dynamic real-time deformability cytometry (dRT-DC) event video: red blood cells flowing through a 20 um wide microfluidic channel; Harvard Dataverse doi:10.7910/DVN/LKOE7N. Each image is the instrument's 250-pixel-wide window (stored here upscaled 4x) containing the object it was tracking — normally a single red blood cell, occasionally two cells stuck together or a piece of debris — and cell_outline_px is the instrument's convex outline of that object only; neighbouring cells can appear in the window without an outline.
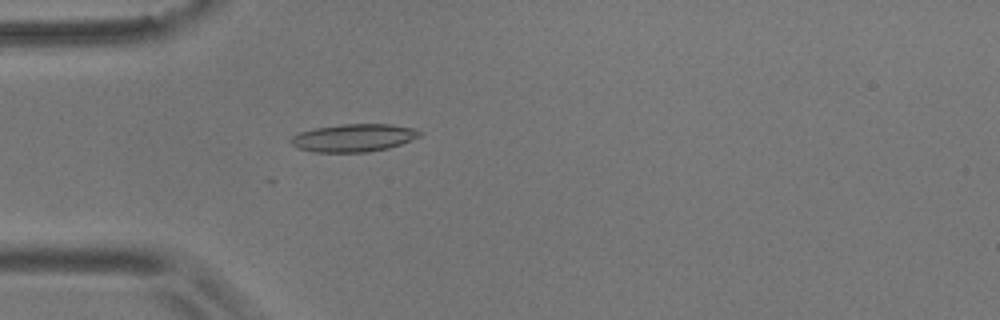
{"species": "common noctule bat (a hibernating species)", "species_latin": "Nyctalus noctula", "temperature_condition": "room temperature", "stored_images_in_passage": 55, "camera_frame_rate_fps": 3000, "um_per_image_px": 0.085, "animal": {"sex": "male", "body_mass_g": 17.9}, "frame": {"image": 1, "passage_image": 16, "time_ms": 5.0, "image_size_px": [1000, 320], "cell_outline_px": [[424, 132], [420, 136], [412, 140], [388, 148], [368, 152], [312, 152], [300, 148], [292, 144], [288, 140], [292, 136], [300, 132], [316, 128], [344, 124], [392, 124], [412, 128]], "centroid_in_image_um": [30.08, 11.71], "position_along_channel_um": 54.9, "area_um2": 20.81}}
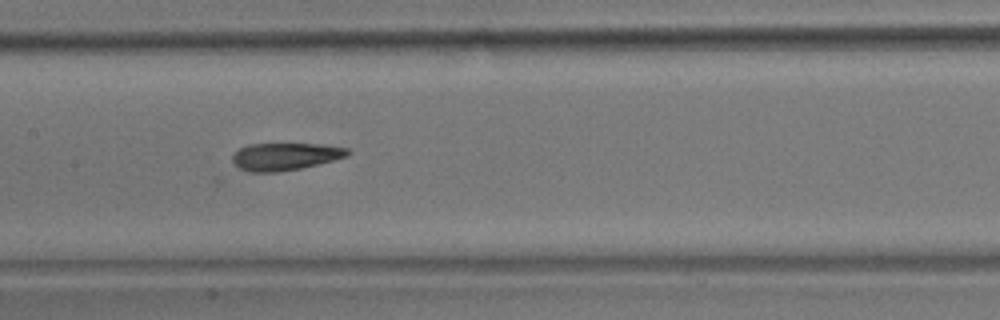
{"frame": {"image": 2, "passage_image": 27, "time_ms": 8.667, "image_size_px": [1000, 320], "cell_outline_px": [[352, 152], [348, 156], [300, 168], [276, 172], [248, 172], [240, 168], [232, 160], [232, 156], [240, 148], [248, 144], [324, 144], [348, 148]], "centroid_in_image_um": [24.26, 13.29], "position_along_channel_um": 183.1, "area_um2": 18.26}}
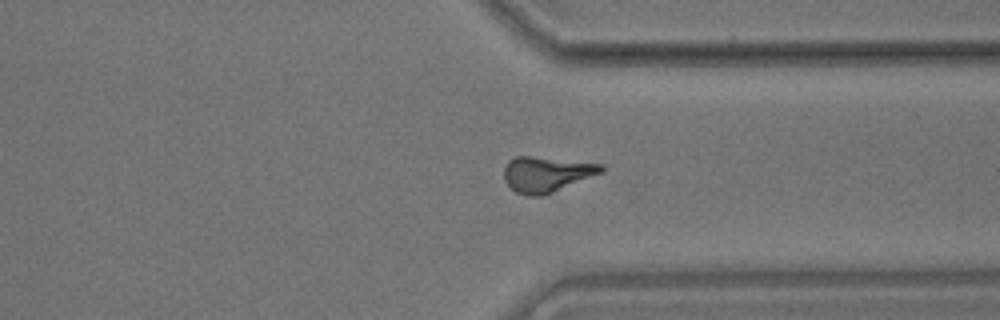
{"frame": {"image": 3, "passage_image": 42, "time_ms": 13.667, "image_size_px": [1000, 320], "cell_outline_px": [[604, 172], [552, 192], [540, 196], [528, 196], [516, 192], [504, 180], [504, 168], [508, 160], [516, 156], [528, 156], [604, 164]], "centroid_in_image_um": [46.45, 14.8], "position_along_channel_um": 365.0, "area_um2": 19.88}, "authors_computed_cell_mechanics": {"area_um2": 19.5942, "velocity_mm_per_s": 3.6393, "shape_relaxation_time_tau1_ms": null, "shape_relaxation_time_tau2_ms": 4.0807, "deformation_change_tau1": null, "deformation_change_tau2": 0.1388}}